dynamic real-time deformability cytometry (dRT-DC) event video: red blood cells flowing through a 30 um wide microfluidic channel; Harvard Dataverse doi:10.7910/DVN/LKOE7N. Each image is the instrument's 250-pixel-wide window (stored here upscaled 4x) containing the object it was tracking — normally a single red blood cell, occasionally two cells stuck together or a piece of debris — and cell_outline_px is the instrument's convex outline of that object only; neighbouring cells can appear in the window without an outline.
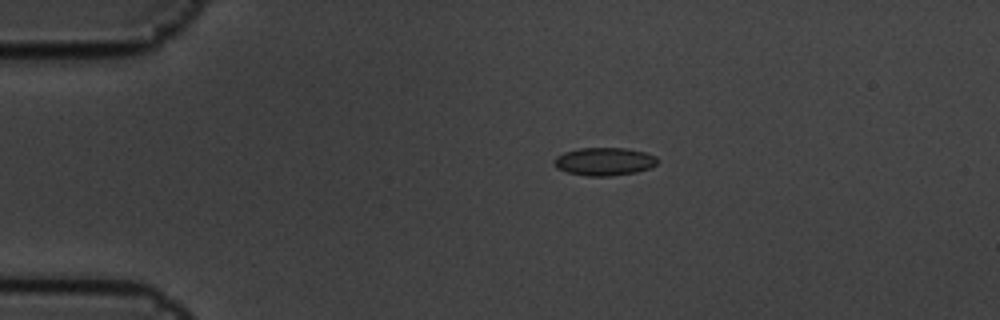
{"species": "common noctule bat (a hibernating species)", "species_latin": "Nyctalus noctula", "temperature_condition": "cold", "stored_images_in_passage": 8, "camera_frame_rate_fps": 3000, "um_per_image_px": 0.085, "animal": {"sex": "male", "body_mass_g": 19.5, "forearm_length_mm": 54.6}, "frame": {"image": 1, "passage_image": 4, "time_ms": 1.0, "image_size_px": [1000, 320], "cell_outline_px": [[660, 160], [652, 168], [636, 172], [612, 176], [588, 176], [568, 172], [556, 168], [552, 160], [556, 156], [564, 152], [580, 148], [624, 148], [644, 152], [656, 156]], "centroid_in_image_um": [51.38, 13.73], "position_along_channel_um": 33.6, "area_um2": 16.99}}
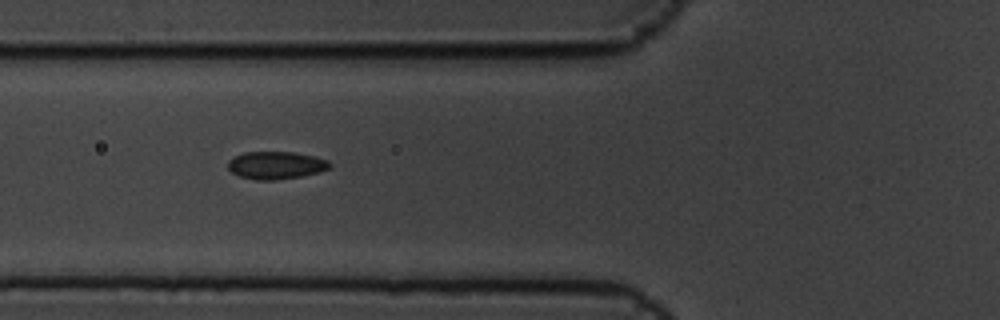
{"frame": {"image": 2, "passage_image": 7, "time_ms": 2.0, "image_size_px": [1000, 320], "cell_outline_px": [[332, 164], [328, 168], [320, 172], [300, 176], [276, 180], [256, 180], [240, 176], [232, 172], [228, 168], [228, 160], [244, 152], [292, 152], [316, 156], [328, 160]], "centroid_in_image_um": [23.47, 14.04], "position_along_channel_um": 102.3, "area_um2": 16.36}}
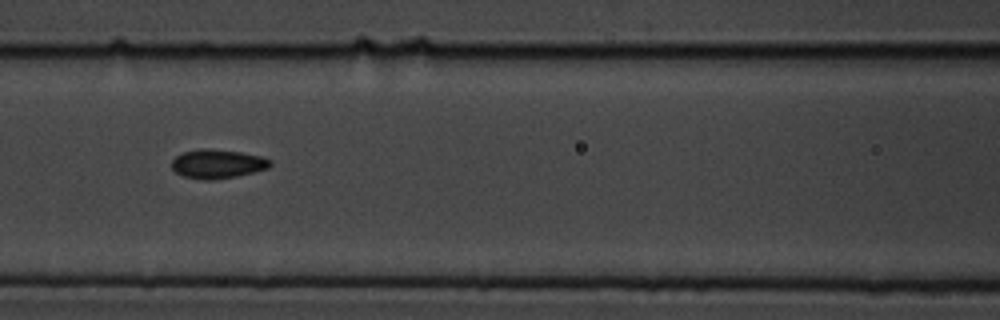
{"frame": {"image": 3, "passage_image": 8, "time_ms": 2.333, "image_size_px": [1000, 320], "cell_outline_px": [[272, 164], [268, 168], [236, 176], [216, 180], [208, 180], [184, 176], [176, 172], [172, 168], [172, 160], [176, 156], [184, 152], [200, 148], [208, 148], [240, 152], [260, 156], [272, 160]], "centroid_in_image_um": [18.49, 13.92], "position_along_channel_um": 148.1, "area_um2": 16.53}}